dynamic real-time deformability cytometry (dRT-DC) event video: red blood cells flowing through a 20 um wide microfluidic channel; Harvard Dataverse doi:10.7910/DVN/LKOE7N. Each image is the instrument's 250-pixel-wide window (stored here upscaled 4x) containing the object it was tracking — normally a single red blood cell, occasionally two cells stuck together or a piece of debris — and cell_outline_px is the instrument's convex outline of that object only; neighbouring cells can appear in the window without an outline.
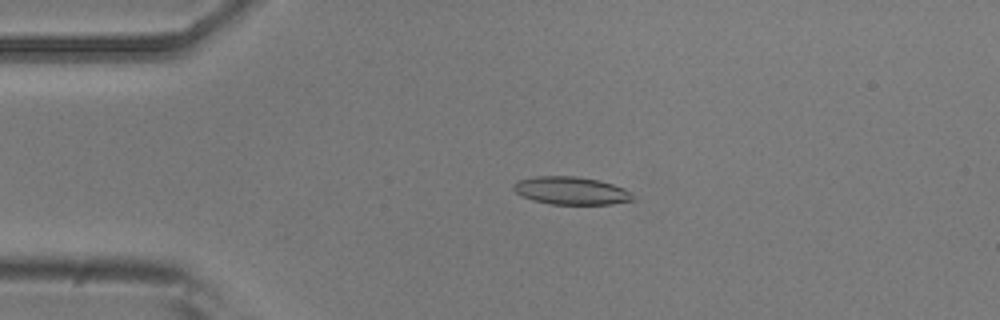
{"species": "common noctule bat (a hibernating species)", "species_latin": "Nyctalus noctula", "temperature_condition": "room temperature", "stored_images_in_passage": 52, "camera_frame_rate_fps": 3000, "um_per_image_px": 0.085, "animal": {"sex": "male", "body_mass_g": 20.5, "forearm_length_mm": 52.5}, "frame": {"image": 1, "passage_image": 11, "time_ms": 3.333, "image_size_px": [1000, 320], "cell_outline_px": [[636, 200], [612, 204], [552, 204], [532, 200], [516, 192], [512, 188], [512, 184], [520, 180], [536, 176], [576, 176], [600, 180], [624, 188], [632, 192]], "centroid_in_image_um": [48.59, 16.2], "position_along_channel_um": 36.4, "area_um2": 19.42}}
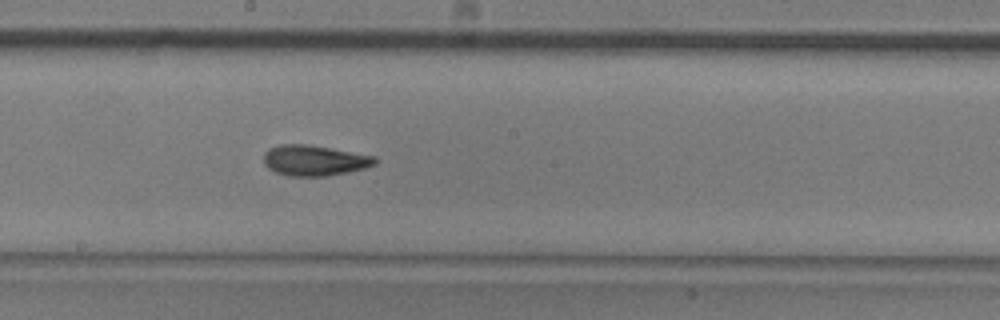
{"frame": {"image": 2, "passage_image": 28, "time_ms": 9.0, "image_size_px": [1000, 320], "cell_outline_px": [[376, 164], [364, 168], [348, 172], [324, 176], [292, 176], [276, 172], [268, 168], [264, 164], [264, 152], [268, 148], [280, 144], [308, 144], [376, 156]], "centroid_in_image_um": [26.71, 13.62], "position_along_channel_um": 221.5, "area_um2": 19.83}}
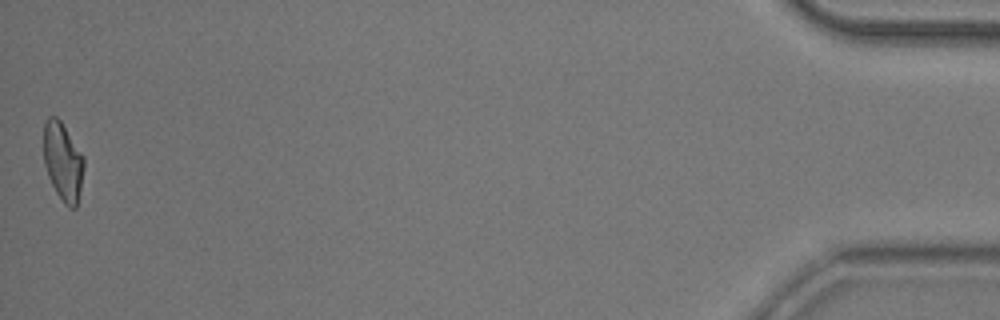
{"frame": {"image": 3, "passage_image": 52, "time_ms": 17.0, "image_size_px": [1000, 320], "cell_outline_px": [[84, 168], [76, 208], [68, 208], [64, 204], [56, 192], [48, 176], [44, 164], [44, 124], [48, 116], [56, 116], [60, 120], [84, 156]], "centroid_in_image_um": [5.34, 13.73], "position_along_channel_um": 429.9, "area_um2": 18.32}, "authors_computed_cell_mechanics": {"area_um2": 19.074, "velocity_mm_per_s": 3.8251, "shape_relaxation_time_tau1_ms": 4.9404, "shape_relaxation_time_tau2_ms": 3.48, "deformation_change_tau1": 0.1684, "deformation_change_tau2": 0.1112}}